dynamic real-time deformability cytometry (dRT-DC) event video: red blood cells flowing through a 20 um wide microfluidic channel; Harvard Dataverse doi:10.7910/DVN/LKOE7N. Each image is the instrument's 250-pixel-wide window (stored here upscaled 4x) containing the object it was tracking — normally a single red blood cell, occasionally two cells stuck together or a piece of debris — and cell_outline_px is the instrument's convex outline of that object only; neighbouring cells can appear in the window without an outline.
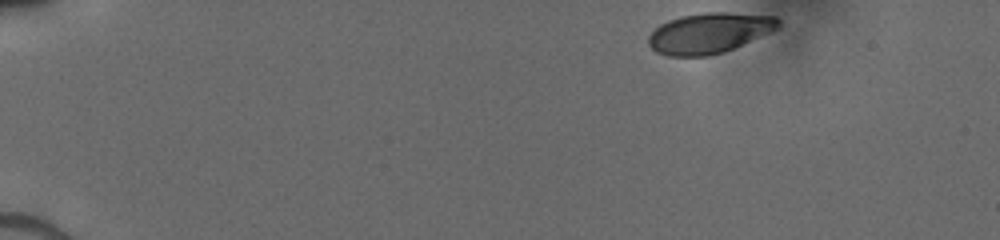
{"species": "human", "species_latin": "Homo sapiens", "temperature_condition": "cold", "stored_images_in_passage": 37, "camera_frame_rate_fps": 3000, "um_per_image_px": 0.085, "donor": {"sex": "male"}, "frame": {"image": 1, "passage_image": 1, "time_ms": 0.0, "image_size_px": [1000, 240], "cell_outline_px": [[780, 28], [724, 52], [708, 56], [668, 56], [656, 52], [648, 44], [648, 36], [660, 24], [668, 20], [680, 16], [704, 12], [728, 12], [776, 16], [780, 20]], "centroid_in_image_um": [60.29, 2.8], "position_along_channel_um": 24.7, "area_um2": 30.75}}
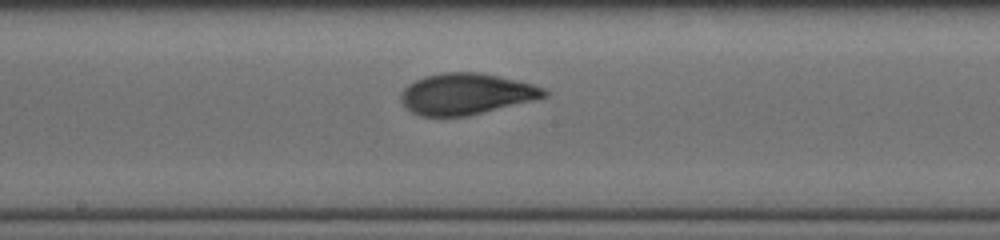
{"frame": {"image": 2, "passage_image": 22, "time_ms": 7.333, "image_size_px": [1000, 240], "cell_outline_px": [[548, 96], [532, 100], [464, 116], [420, 116], [404, 108], [400, 100], [400, 92], [408, 84], [424, 76], [444, 72], [480, 72], [532, 84], [544, 88], [548, 92]], "centroid_in_image_um": [39.55, 7.97], "position_along_channel_um": 208.6, "area_um2": 34.1}}
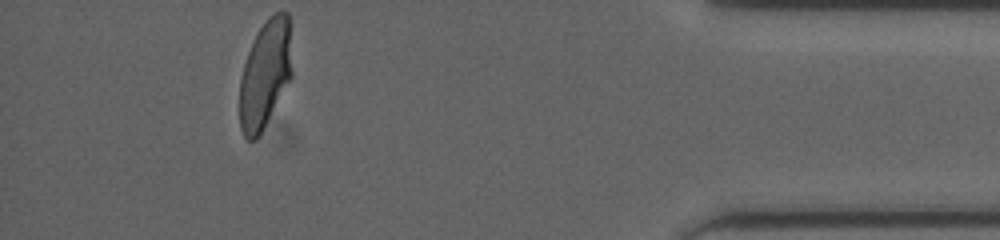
{"frame": {"image": 3, "passage_image": 37, "time_ms": 13.333, "image_size_px": [1000, 240], "cell_outline_px": [[292, 76], [256, 140], [248, 140], [244, 136], [240, 128], [240, 80], [244, 64], [248, 52], [260, 28], [268, 16], [276, 12], [288, 12], [292, 72]], "centroid_in_image_um": [22.53, 6.3], "position_along_channel_um": 412.7, "area_um2": 32.43}}